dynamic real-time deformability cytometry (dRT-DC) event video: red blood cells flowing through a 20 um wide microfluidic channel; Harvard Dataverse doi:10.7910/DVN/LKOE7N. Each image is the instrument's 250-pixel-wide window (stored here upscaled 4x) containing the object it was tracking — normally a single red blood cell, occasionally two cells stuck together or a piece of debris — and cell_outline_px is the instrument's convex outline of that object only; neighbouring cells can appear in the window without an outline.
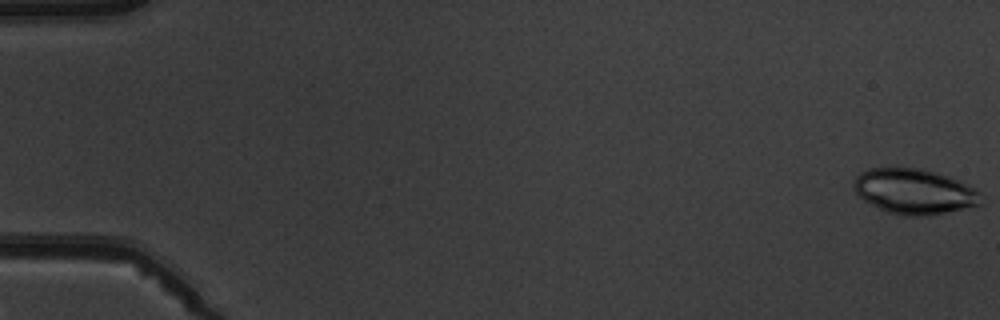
{"species": "common noctule bat (a hibernating species)", "species_latin": "Nyctalus noctula", "temperature_condition": "warm", "stored_images_in_passage": 5, "camera_frame_rate_fps": 3000, "um_per_image_px": 0.085, "animal": {"sex": "male", "body_mass_g": 19.5, "forearm_length_mm": 54.6}, "frame": {"image": 1, "passage_image": 1, "time_ms": 0.0, "image_size_px": [1000, 320], "cell_outline_px": [[984, 204], [944, 212], [916, 216], [900, 216], [888, 212], [864, 200], [852, 188], [852, 184], [856, 176], [860, 172], [868, 168], [924, 168], [960, 180], [976, 188], [980, 192]], "centroid_in_image_um": [77.73, 16.25], "position_along_channel_um": 7.3, "area_um2": 33.7}}